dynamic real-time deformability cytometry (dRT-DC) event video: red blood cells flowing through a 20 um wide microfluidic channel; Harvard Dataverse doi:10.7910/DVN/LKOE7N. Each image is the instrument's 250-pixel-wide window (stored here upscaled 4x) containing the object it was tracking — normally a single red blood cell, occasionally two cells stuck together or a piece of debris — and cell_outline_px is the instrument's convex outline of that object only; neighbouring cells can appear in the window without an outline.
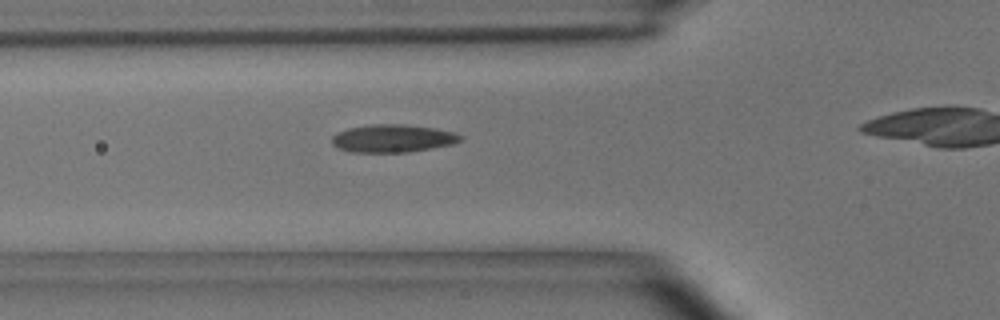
{"species": "common noctule bat (a hibernating species)", "species_latin": "Nyctalus noctula", "temperature_condition": "room temperature", "stored_images_in_passage": 37, "camera_frame_rate_fps": 3000, "um_per_image_px": 0.085, "animal": {"sex": "male", "body_mass_g": 15.6}, "frame": {"image": 1, "passage_image": 11, "time_ms": 3.333, "image_size_px": [1000, 320], "cell_outline_px": [[464, 136], [460, 140], [452, 144], [432, 148], [408, 152], [352, 152], [336, 148], [332, 144], [332, 136], [336, 132], [348, 128], [372, 124], [404, 124], [432, 128], [452, 132]], "centroid_in_image_um": [33.33, 11.76], "position_along_channel_um": 92.5, "area_um2": 20.81}}
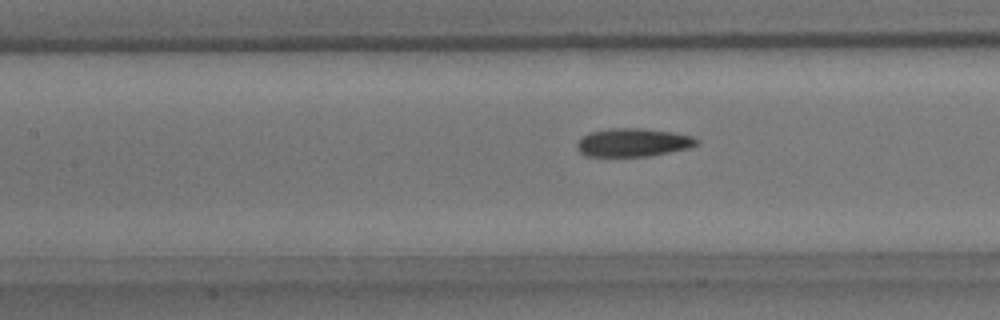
{"frame": {"image": 2, "passage_image": 16, "time_ms": 5.0, "image_size_px": [1000, 320], "cell_outline_px": [[700, 144], [688, 148], [648, 156], [584, 156], [576, 148], [576, 144], [588, 132], [612, 128], [640, 128], [672, 132], [692, 136], [700, 140]], "centroid_in_image_um": [53.81, 12.11], "position_along_channel_um": 153.6, "area_um2": 19.71}}